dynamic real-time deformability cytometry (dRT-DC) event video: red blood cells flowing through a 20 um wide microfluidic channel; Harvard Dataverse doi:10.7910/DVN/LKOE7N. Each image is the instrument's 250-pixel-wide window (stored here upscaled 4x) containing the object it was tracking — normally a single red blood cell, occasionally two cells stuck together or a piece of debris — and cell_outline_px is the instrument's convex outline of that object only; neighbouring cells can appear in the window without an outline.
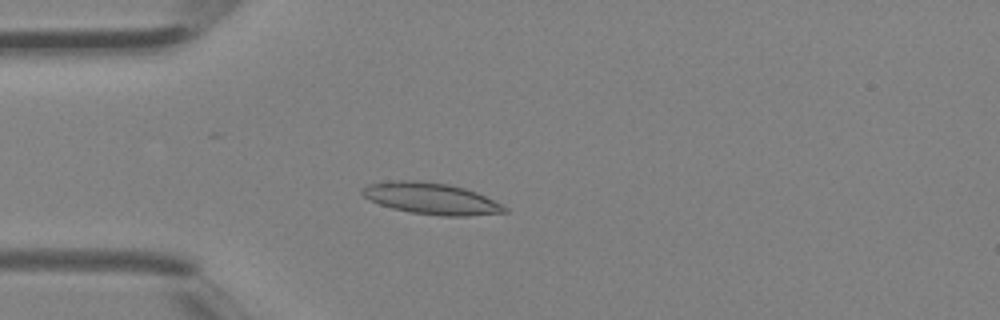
{"species": "Egyptian fruit bat (a non-hibernating species)", "species_latin": "Rousettus aegyptiacus", "temperature_condition": "room temperature", "stored_images_in_passage": 4, "camera_frame_rate_fps": 3000, "um_per_image_px": 0.085, "animal": {"sex": "female"}, "frame": {"image": 1, "passage_image": 4, "time_ms": 1.0, "image_size_px": [1000, 320], "cell_outline_px": [[508, 212], [468, 216], [440, 216], [412, 212], [392, 208], [368, 200], [360, 192], [360, 188], [368, 184], [392, 180], [420, 180], [448, 184], [464, 188], [476, 192], [504, 204], [508, 208]], "centroid_in_image_um": [36.65, 16.87], "position_along_channel_um": 48.3, "area_um2": 26.36}}